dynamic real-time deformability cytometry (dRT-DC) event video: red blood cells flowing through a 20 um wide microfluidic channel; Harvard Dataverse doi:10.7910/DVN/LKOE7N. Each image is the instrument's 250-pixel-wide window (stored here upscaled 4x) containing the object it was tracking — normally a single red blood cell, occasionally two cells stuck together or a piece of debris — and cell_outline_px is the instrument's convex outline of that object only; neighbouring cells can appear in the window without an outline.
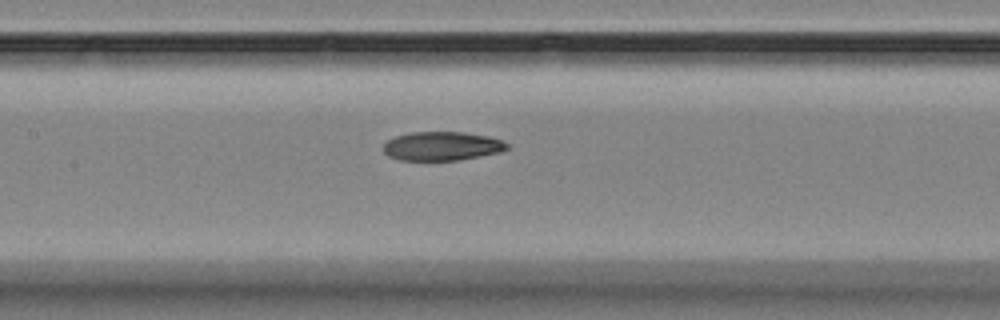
{"species": "Egyptian fruit bat (a non-hibernating species)", "species_latin": "Rousettus aegyptiacus", "temperature_condition": "room temperature", "stored_images_in_passage": 8, "camera_frame_rate_fps": 3000, "um_per_image_px": 0.085, "animal": {"sex": "female"}, "frame": {"image": 1, "passage_image": 8, "time_ms": 8.667, "image_size_px": [1000, 320], "cell_outline_px": [[508, 148], [500, 152], [456, 160], [400, 160], [388, 156], [384, 152], [384, 144], [388, 140], [396, 136], [412, 132], [464, 132], [488, 136], [500, 140], [508, 144]], "centroid_in_image_um": [37.55, 12.41], "position_along_channel_um": 169.9, "area_um2": 20.58}}